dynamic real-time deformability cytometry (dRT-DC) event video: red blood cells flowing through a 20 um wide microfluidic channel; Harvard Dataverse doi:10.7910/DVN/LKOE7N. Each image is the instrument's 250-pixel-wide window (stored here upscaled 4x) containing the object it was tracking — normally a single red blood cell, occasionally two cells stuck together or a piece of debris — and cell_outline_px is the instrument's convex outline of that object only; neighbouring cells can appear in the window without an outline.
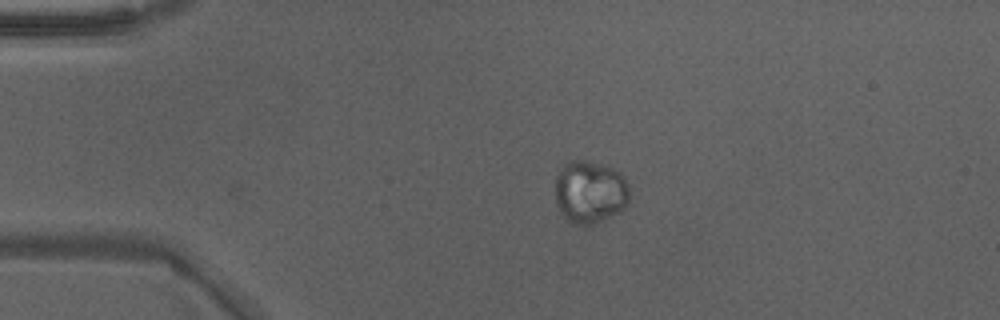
{"species": "Egyptian fruit bat (a non-hibernating species)", "species_latin": "Rousettus aegyptiacus", "temperature_condition": "warm", "stored_images_in_passage": 32, "camera_frame_rate_fps": 3000, "um_per_image_px": 0.085, "animal": {"sex": "male"}, "frame": {"image": 1, "passage_image": 1, "time_ms": 0.0, "image_size_px": [1000, 320], "cell_outline_px": [[628, 204], [620, 212], [588, 228], [576, 224], [568, 220], [564, 216], [556, 200], [556, 176], [560, 168], [572, 160], [588, 160], [604, 164], [620, 172], [624, 176], [628, 184]], "centroid_in_image_um": [50.18, 16.33], "position_along_channel_um": 34.8, "area_um2": 27.57}}
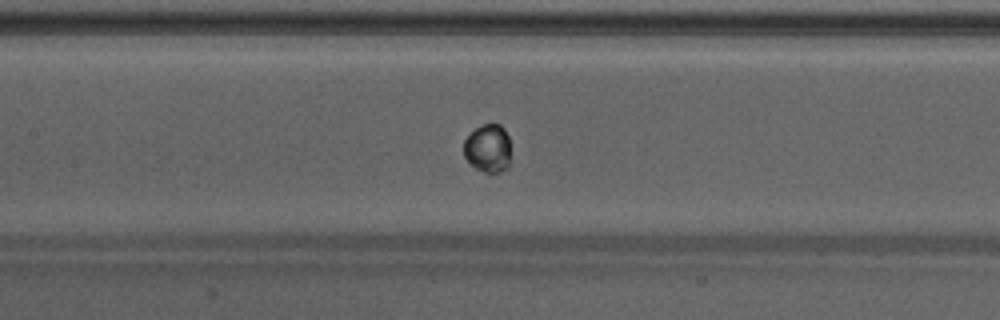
{"frame": {"image": 2, "passage_image": 14, "time_ms": 4.333, "image_size_px": [1000, 320], "cell_outline_px": [[508, 168], [500, 172], [484, 172], [476, 168], [464, 156], [464, 140], [476, 128], [484, 124], [500, 124], [504, 128], [508, 136]], "centroid_in_image_um": [41.47, 12.6], "position_along_channel_um": 165.9, "area_um2": 12.89}}
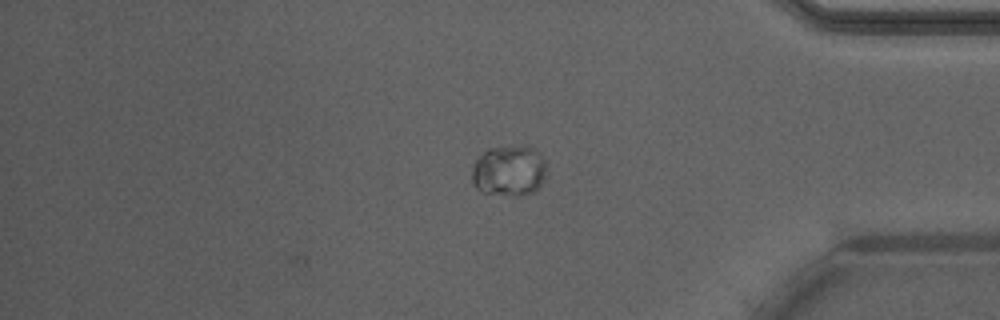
{"frame": {"image": 3, "passage_image": 32, "time_ms": 10.333, "image_size_px": [1000, 320], "cell_outline_px": [[548, 164], [544, 180], [532, 192], [516, 196], [484, 192], [476, 188], [472, 180], [472, 164], [488, 148], [528, 144], [536, 148], [540, 152]], "centroid_in_image_um": [43.31, 14.46], "position_along_channel_um": 391.9, "area_um2": 22.54}}